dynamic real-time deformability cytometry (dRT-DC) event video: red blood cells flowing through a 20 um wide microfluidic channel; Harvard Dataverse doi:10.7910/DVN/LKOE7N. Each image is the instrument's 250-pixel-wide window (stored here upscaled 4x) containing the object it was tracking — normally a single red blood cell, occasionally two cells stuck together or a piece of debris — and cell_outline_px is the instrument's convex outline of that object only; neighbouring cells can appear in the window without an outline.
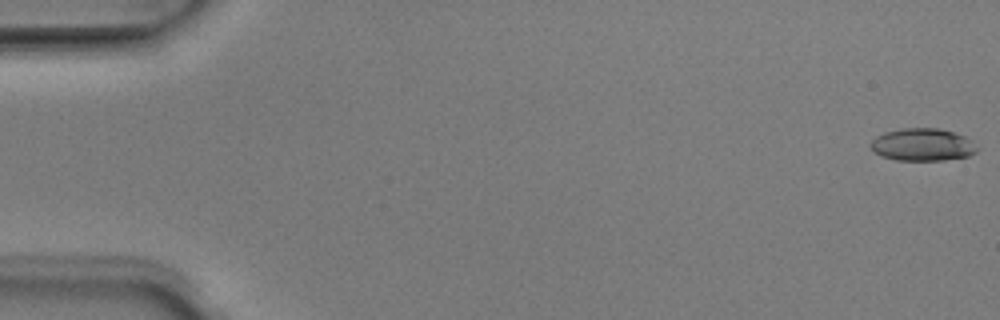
{"species": "Egyptian fruit bat (a non-hibernating species)", "species_latin": "Rousettus aegyptiacus", "temperature_condition": "room temperature", "stored_images_in_passage": 49, "camera_frame_rate_fps": 3000, "um_per_image_px": 0.085, "animal": {"sex": "male"}, "frame": {"image": 1, "passage_image": 1, "time_ms": 0.0, "image_size_px": [1000, 320], "cell_outline_px": [[976, 152], [968, 156], [944, 160], [896, 160], [880, 156], [868, 144], [876, 136], [884, 132], [904, 128], [940, 128], [964, 136], [976, 148]], "centroid_in_image_um": [78.35, 12.3], "position_along_channel_um": 6.6, "area_um2": 19.94}}
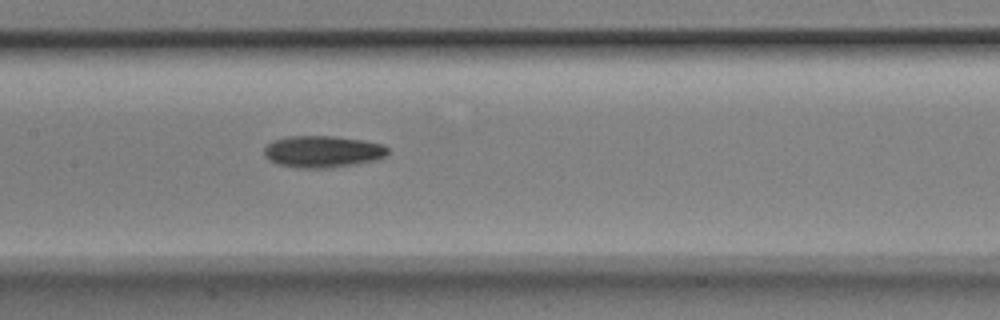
{"frame": {"image": 2, "passage_image": 25, "time_ms": 8.0, "image_size_px": [1000, 320], "cell_outline_px": [[388, 156], [376, 160], [356, 164], [332, 168], [300, 168], [276, 164], [268, 160], [264, 156], [264, 148], [272, 140], [288, 136], [332, 136], [364, 140], [384, 144], [388, 148]], "centroid_in_image_um": [27.43, 12.89], "position_along_channel_um": 180.0, "area_um2": 23.29}}
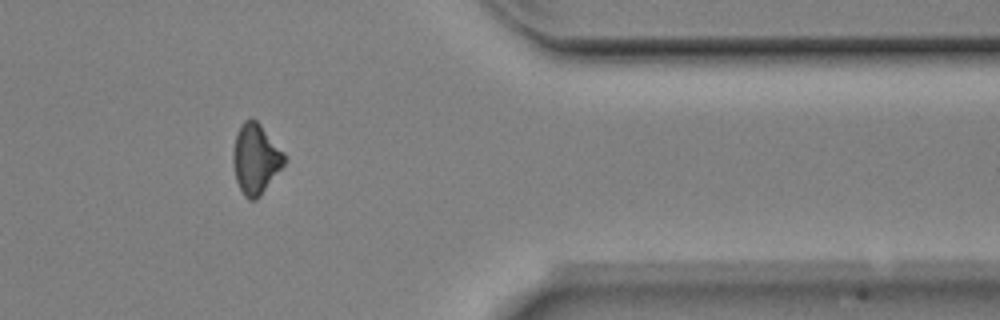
{"frame": {"image": 3, "passage_image": 42, "time_ms": 13.667, "image_size_px": [1000, 320], "cell_outline_px": [[284, 164], [260, 196], [256, 200], [248, 200], [244, 196], [236, 180], [232, 164], [232, 152], [236, 132], [240, 124], [244, 120], [252, 116], [260, 124], [284, 152]], "centroid_in_image_um": [21.69, 13.48], "position_along_channel_um": 389.7, "area_um2": 21.04}}